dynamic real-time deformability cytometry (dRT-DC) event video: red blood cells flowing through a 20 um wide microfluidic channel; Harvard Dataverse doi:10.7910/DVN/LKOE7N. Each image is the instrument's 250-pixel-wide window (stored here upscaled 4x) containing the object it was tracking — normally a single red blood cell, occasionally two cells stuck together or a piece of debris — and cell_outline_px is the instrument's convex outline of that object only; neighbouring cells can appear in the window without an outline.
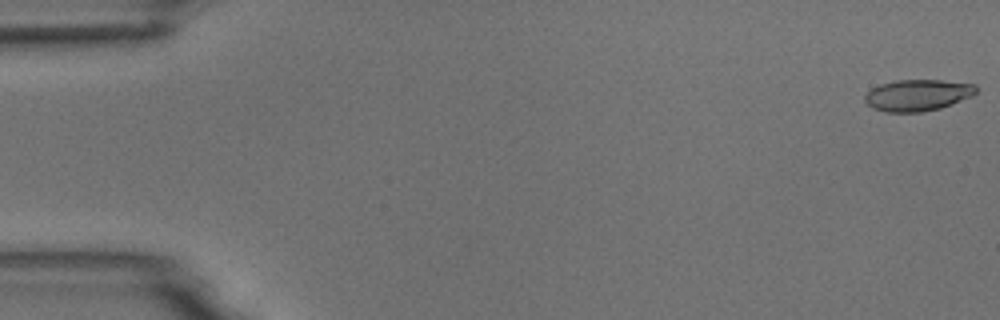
{"species": "common noctule bat (a hibernating species)", "species_latin": "Nyctalus noctula", "temperature_condition": "room temperature", "stored_images_in_passage": 7, "camera_frame_rate_fps": 3000, "um_per_image_px": 0.085, "animal": {"sex": "male", "body_mass_g": 18.8}, "frame": {"image": 1, "passage_image": 1, "time_ms": 0.0, "image_size_px": [1000, 320], "cell_outline_px": [[976, 92], [972, 96], [940, 108], [920, 112], [888, 112], [872, 108], [864, 100], [864, 96], [872, 88], [880, 84], [896, 80], [944, 80], [976, 84]], "centroid_in_image_um": [77.99, 8.08], "position_along_channel_um": 7.0, "area_um2": 20.35}}
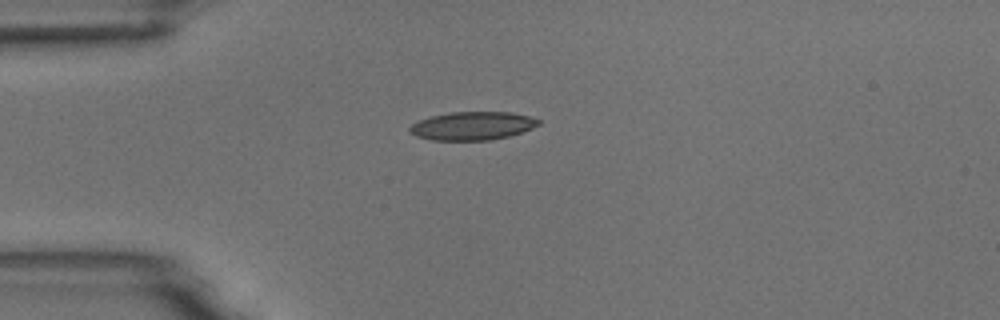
{"frame": {"image": 2, "passage_image": 4, "time_ms": 4.333, "image_size_px": [1000, 320], "cell_outline_px": [[540, 124], [532, 128], [508, 136], [488, 140], [432, 140], [416, 136], [408, 132], [408, 128], [412, 124], [420, 120], [432, 116], [448, 112], [508, 112], [528, 116], [540, 120]], "centroid_in_image_um": [40.12, 10.7], "position_along_channel_um": 44.9, "area_um2": 21.1}}
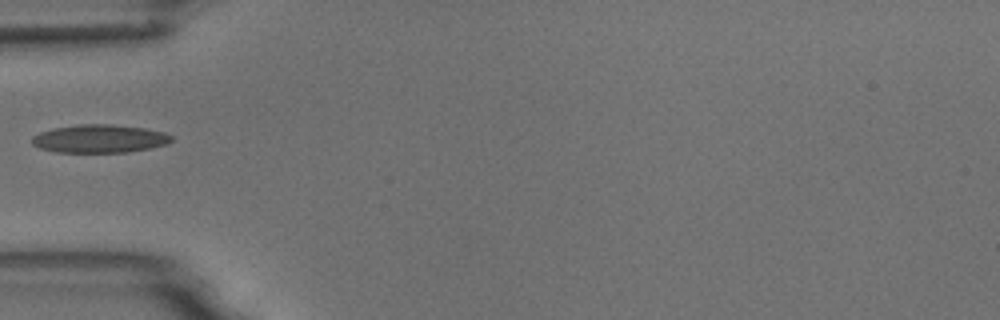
{"frame": {"image": 3, "passage_image": 5, "time_ms": 5.667, "image_size_px": [1000, 320], "cell_outline_px": [[172, 140], [168, 144], [128, 152], [56, 152], [40, 148], [32, 144], [32, 136], [40, 132], [52, 128], [80, 124], [108, 124], [144, 128], [164, 132], [172, 136]], "centroid_in_image_um": [8.45, 11.78], "position_along_channel_um": 76.6, "area_um2": 22.83}}